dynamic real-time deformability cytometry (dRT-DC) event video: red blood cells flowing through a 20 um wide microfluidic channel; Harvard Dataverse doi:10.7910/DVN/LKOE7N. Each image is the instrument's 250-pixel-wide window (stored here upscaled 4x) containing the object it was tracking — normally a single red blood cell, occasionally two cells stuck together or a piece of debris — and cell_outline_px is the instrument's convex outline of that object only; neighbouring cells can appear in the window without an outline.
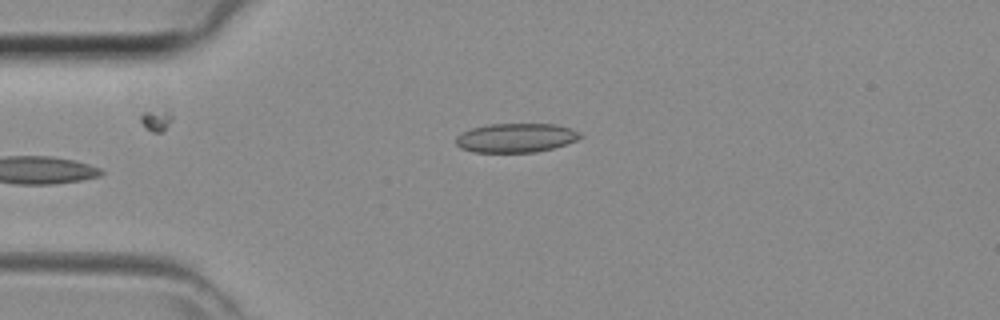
{"species": "common noctule bat (a hibernating species)", "species_latin": "Nyctalus noctula", "temperature_condition": "room temperature", "stored_images_in_passage": 31, "camera_frame_rate_fps": 3000, "um_per_image_px": 0.085, "animal": {"sex": "female", "body_mass_g": 29.2, "forearm_length_mm": 56.3}, "frame": {"image": 1, "passage_image": 1, "time_ms": 0.0, "image_size_px": [1000, 320], "cell_outline_px": [[584, 136], [576, 140], [552, 148], [536, 152], [472, 152], [460, 148], [456, 144], [456, 136], [472, 128], [488, 124], [556, 124], [572, 128], [580, 132]], "centroid_in_image_um": [43.86, 11.71], "position_along_channel_um": 41.1, "area_um2": 21.1}}
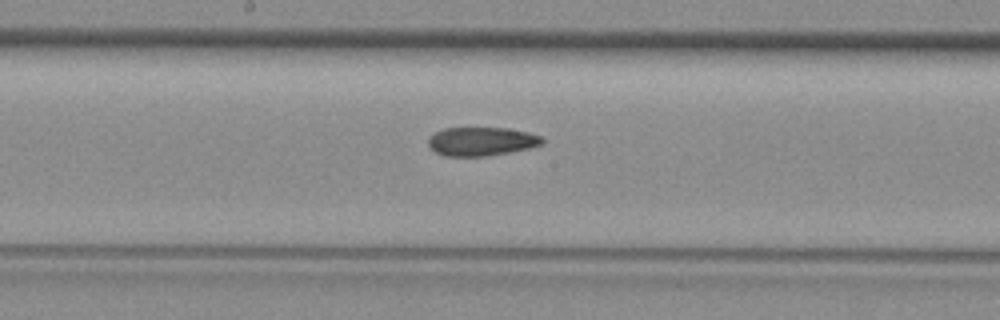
{"frame": {"image": 2, "passage_image": 13, "time_ms": 4.0, "image_size_px": [1000, 320], "cell_outline_px": [[544, 144], [528, 148], [508, 152], [484, 156], [444, 156], [428, 148], [428, 136], [444, 128], [508, 128], [528, 132], [544, 136]], "centroid_in_image_um": [40.92, 12.01], "position_along_channel_um": 207.3, "area_um2": 19.19}}
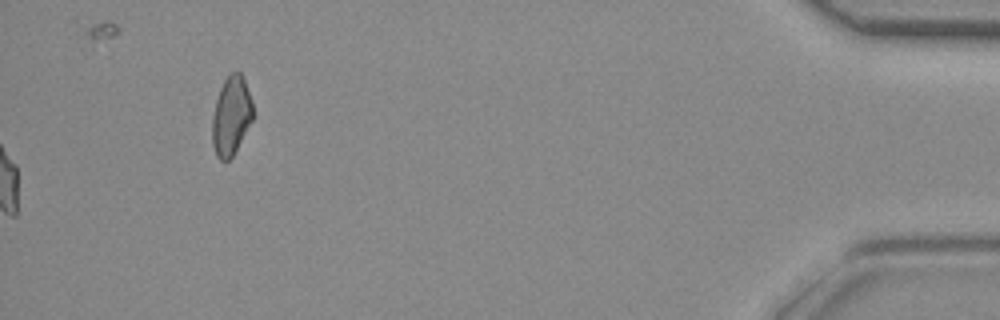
{"frame": {"image": 3, "passage_image": 31, "time_ms": 10.0, "image_size_px": [1000, 320], "cell_outline_px": [[252, 120], [232, 156], [228, 160], [220, 160], [216, 156], [212, 144], [212, 116], [216, 100], [220, 88], [224, 80], [232, 72], [240, 72], [244, 80], [252, 100]], "centroid_in_image_um": [19.63, 9.85], "position_along_channel_um": 415.6, "area_um2": 18.44}}